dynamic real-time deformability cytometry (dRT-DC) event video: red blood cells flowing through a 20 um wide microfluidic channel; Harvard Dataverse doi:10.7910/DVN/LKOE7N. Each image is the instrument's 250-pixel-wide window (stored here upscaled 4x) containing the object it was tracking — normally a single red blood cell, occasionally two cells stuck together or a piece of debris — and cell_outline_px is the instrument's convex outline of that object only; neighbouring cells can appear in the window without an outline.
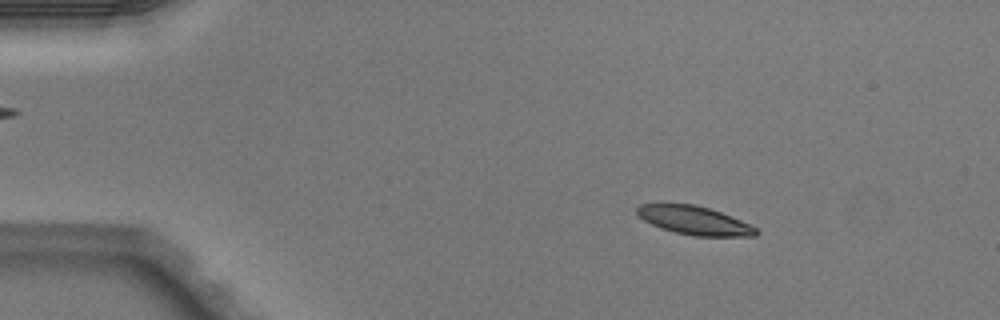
{"species": "Egyptian fruit bat (a non-hibernating species)", "species_latin": "Rousettus aegyptiacus", "temperature_condition": "warm", "stored_images_in_passage": 51, "camera_frame_rate_fps": 3000, "um_per_image_px": 0.085, "animal": {"sex": "male"}, "frame": {"image": 1, "passage_image": 8, "time_ms": 2.333, "image_size_px": [1000, 320], "cell_outline_px": [[760, 232], [756, 236], [692, 236], [660, 228], [644, 220], [636, 212], [636, 208], [640, 204], [692, 204], [708, 208], [720, 212], [752, 224]], "centroid_in_image_um": [59.06, 18.75], "position_along_channel_um": 25.9, "area_um2": 19.71}}
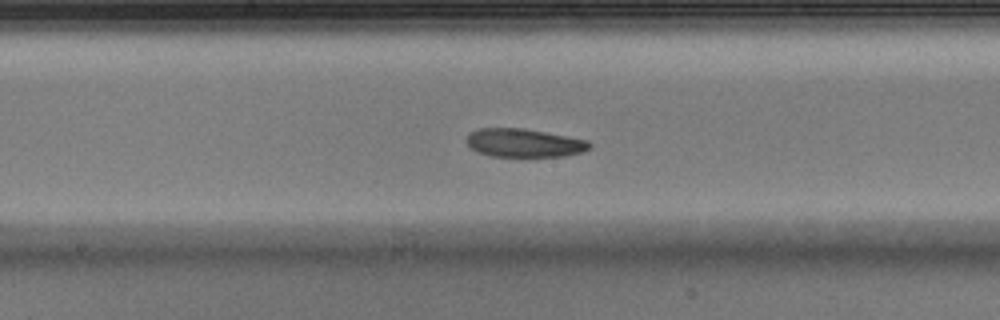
{"frame": {"image": 2, "passage_image": 27, "time_ms": 8.667, "image_size_px": [1000, 320], "cell_outline_px": [[592, 148], [584, 152], [564, 156], [524, 160], [492, 156], [476, 152], [464, 140], [468, 132], [480, 128], [524, 128], [588, 140], [592, 144]], "centroid_in_image_um": [44.55, 12.2], "position_along_channel_um": 203.6, "area_um2": 21.62}}
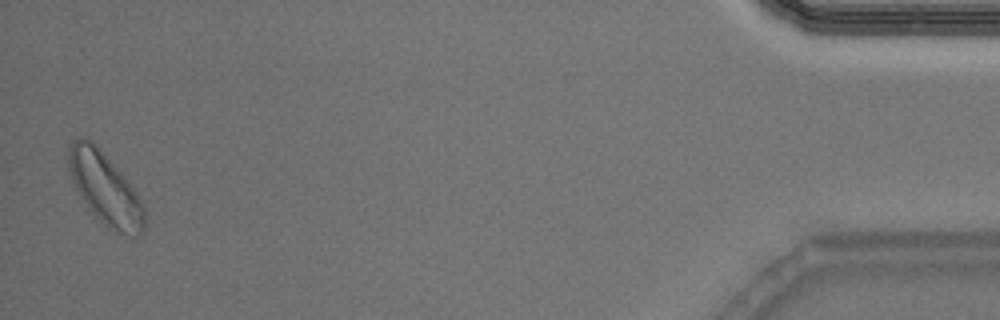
{"frame": {"image": 3, "passage_image": 50, "time_ms": 16.333, "image_size_px": [1000, 320], "cell_outline_px": [[144, 232], [140, 236], [132, 236], [120, 232], [104, 224], [88, 208], [80, 196], [72, 180], [68, 168], [68, 144], [72, 140], [80, 136], [84, 136], [124, 176], [136, 192], [144, 208]], "centroid_in_image_um": [8.91, 16.04], "position_along_channel_um": 426.3, "area_um2": 30.98}, "authors_computed_cell_mechanics": {"area_um2": 21.097, "velocity_mm_per_s": 3.9934, "shape_relaxation_time_tau1_ms": 3.2614, "shape_relaxation_time_tau2_ms": null, "deformation_change_tau1": 0.0744, "deformation_change_tau2": null}}